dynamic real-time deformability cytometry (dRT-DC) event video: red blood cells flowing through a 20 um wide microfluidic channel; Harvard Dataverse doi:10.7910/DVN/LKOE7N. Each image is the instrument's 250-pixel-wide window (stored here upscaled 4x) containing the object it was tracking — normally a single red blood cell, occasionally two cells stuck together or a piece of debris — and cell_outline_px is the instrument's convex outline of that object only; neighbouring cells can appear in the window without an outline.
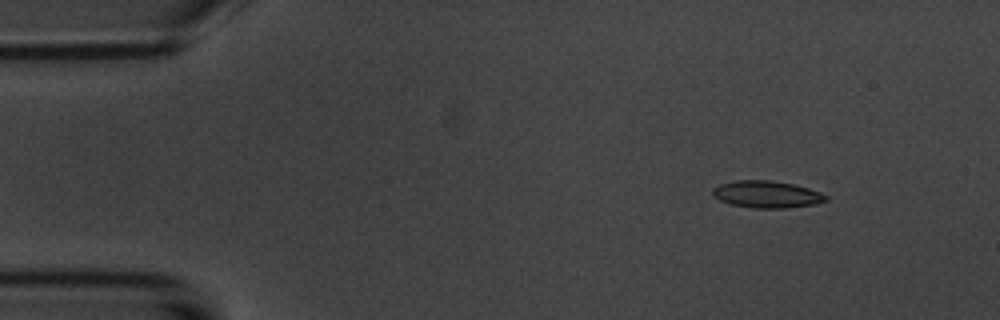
{"species": "common noctule bat (a hibernating species)", "species_latin": "Nyctalus noctula", "temperature_condition": "room temperature", "stored_images_in_passage": 7, "camera_frame_rate_fps": 3000, "um_per_image_px": 0.085, "animal": {"sex": "male", "body_mass_g": 20.1, "forearm_length_mm": 53.5}, "frame": {"image": 1, "passage_image": 2, "time_ms": 1.333, "image_size_px": [1000, 320], "cell_outline_px": [[828, 200], [816, 204], [788, 208], [752, 208], [728, 204], [712, 196], [712, 188], [720, 184], [736, 180], [768, 180], [792, 184], [808, 188], [820, 192], [828, 196]], "centroid_in_image_um": [65.16, 16.53], "position_along_channel_um": 19.8, "area_um2": 17.98}}
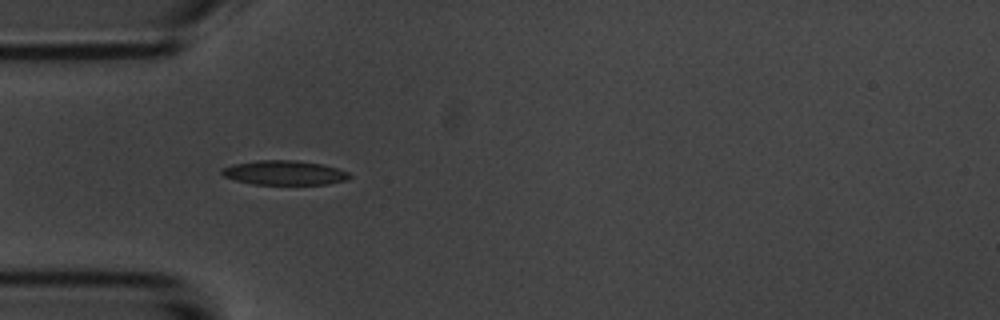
{"frame": {"image": 2, "passage_image": 5, "time_ms": 4.667, "image_size_px": [1000, 320], "cell_outline_px": [[352, 176], [348, 180], [328, 184], [252, 184], [236, 180], [224, 176], [220, 172], [220, 168], [232, 164], [256, 160], [296, 160], [320, 164], [336, 168], [348, 172]], "centroid_in_image_um": [24.15, 14.68], "position_along_channel_um": 60.9, "area_um2": 18.21}}
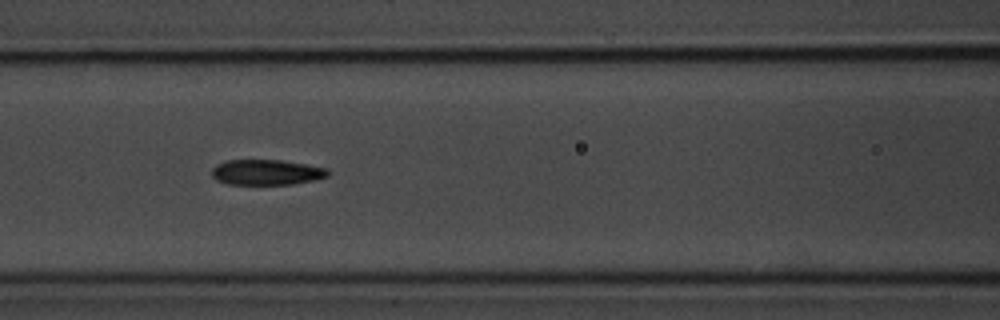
{"frame": {"image": 3, "passage_image": 7, "time_ms": 7.0, "image_size_px": [1000, 320], "cell_outline_px": [[328, 176], [316, 180], [292, 184], [228, 184], [216, 180], [212, 176], [212, 168], [216, 164], [228, 160], [280, 160], [328, 168]], "centroid_in_image_um": [22.64, 14.64], "position_along_channel_um": 144.0, "area_um2": 17.17}}